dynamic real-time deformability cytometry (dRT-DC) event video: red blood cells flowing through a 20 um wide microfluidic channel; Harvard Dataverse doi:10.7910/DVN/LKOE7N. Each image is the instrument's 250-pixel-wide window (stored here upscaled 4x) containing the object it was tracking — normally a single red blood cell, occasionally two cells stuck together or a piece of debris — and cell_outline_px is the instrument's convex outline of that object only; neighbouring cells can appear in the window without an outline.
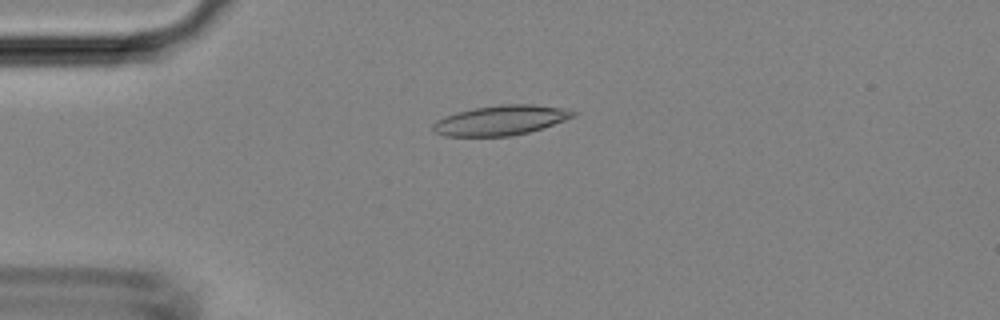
{"species": "Egyptian fruit bat (a non-hibernating species)", "species_latin": "Rousettus aegyptiacus", "temperature_condition": "room temperature", "stored_images_in_passage": 39, "camera_frame_rate_fps": 3000, "um_per_image_px": 0.085, "animal": {"sex": "female"}, "frame": {"image": 1, "passage_image": 4, "time_ms": 1.0, "image_size_px": [1000, 320], "cell_outline_px": [[576, 116], [528, 132], [512, 136], [444, 136], [436, 132], [432, 128], [432, 124], [436, 120], [444, 116], [456, 112], [472, 108], [500, 104], [532, 104], [568, 108], [576, 112]], "centroid_in_image_um": [42.55, 10.21], "position_along_channel_um": 42.5, "area_um2": 24.45}}
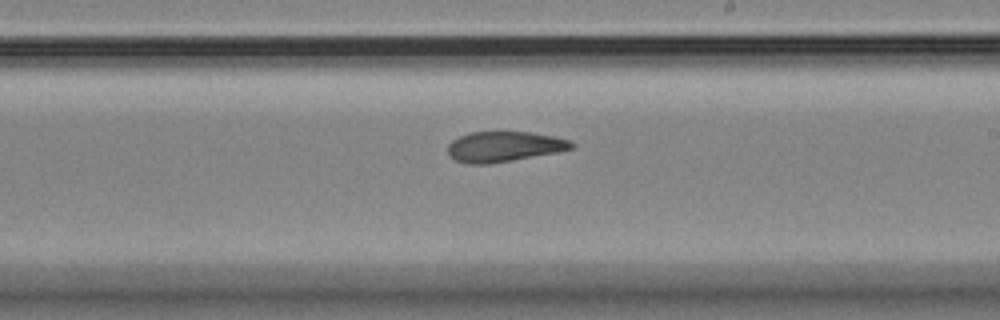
{"frame": {"image": 2, "passage_image": 20, "time_ms": 6.333, "image_size_px": [1000, 320], "cell_outline_px": [[576, 144], [572, 148], [560, 152], [492, 164], [464, 164], [448, 156], [448, 144], [452, 140], [460, 136], [472, 132], [532, 132], [552, 136], [568, 140]], "centroid_in_image_um": [42.83, 12.48], "position_along_channel_um": 246.2, "area_um2": 22.08}}
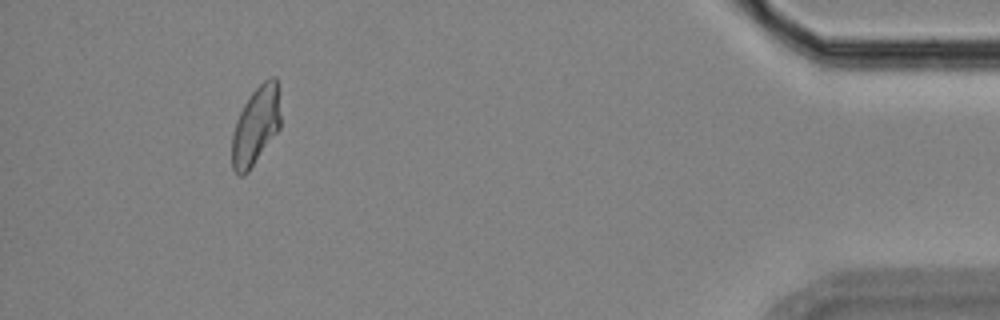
{"frame": {"image": 3, "passage_image": 36, "time_ms": 11.667, "image_size_px": [1000, 320], "cell_outline_px": [[280, 128], [248, 172], [244, 176], [240, 176], [232, 168], [232, 132], [236, 120], [244, 104], [252, 92], [264, 80], [272, 76], [276, 76], [280, 88]], "centroid_in_image_um": [21.76, 10.66], "position_along_channel_um": 413.4, "area_um2": 22.43}}